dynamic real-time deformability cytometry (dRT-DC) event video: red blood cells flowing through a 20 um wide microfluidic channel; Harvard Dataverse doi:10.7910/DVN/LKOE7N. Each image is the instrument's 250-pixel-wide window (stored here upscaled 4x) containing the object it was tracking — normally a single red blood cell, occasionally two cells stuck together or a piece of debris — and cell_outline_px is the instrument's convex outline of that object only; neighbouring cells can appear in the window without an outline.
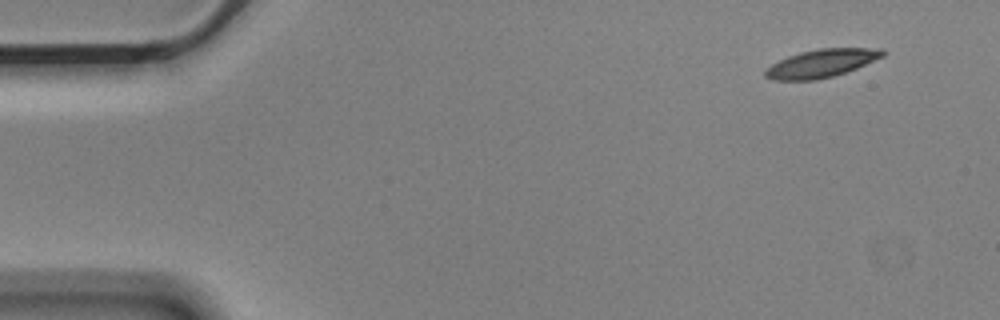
{"species": "Egyptian fruit bat (a non-hibernating species)", "species_latin": "Rousettus aegyptiacus", "temperature_condition": "cold", "stored_images_in_passage": 4, "camera_frame_rate_fps": 3000, "um_per_image_px": 0.085, "animal": {"sex": "male"}, "frame": {"image": 1, "passage_image": 1, "time_ms": 0.0, "image_size_px": [1000, 320], "cell_outline_px": [[888, 52], [884, 56], [856, 68], [832, 76], [816, 80], [772, 80], [764, 76], [764, 68], [788, 56], [800, 52], [820, 48], [884, 48]], "centroid_in_image_um": [69.82, 5.37], "position_along_channel_um": 15.2, "area_um2": 19.25}}